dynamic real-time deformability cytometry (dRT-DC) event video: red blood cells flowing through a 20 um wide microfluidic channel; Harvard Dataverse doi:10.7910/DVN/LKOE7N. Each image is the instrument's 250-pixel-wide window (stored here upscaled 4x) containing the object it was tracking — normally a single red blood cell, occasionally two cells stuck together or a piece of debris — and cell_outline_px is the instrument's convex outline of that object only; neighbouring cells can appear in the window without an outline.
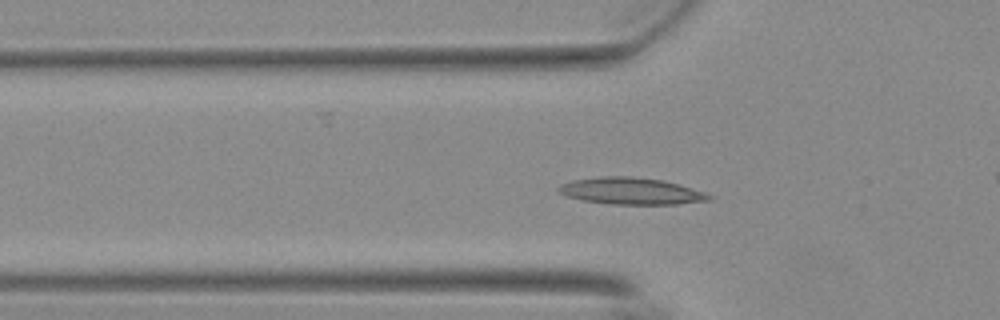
{"species": "Egyptian fruit bat (a non-hibernating species)", "species_latin": "Rousettus aegyptiacus", "temperature_condition": "warm", "stored_images_in_passage": 49, "camera_frame_rate_fps": 3000, "um_per_image_px": 0.085, "animal": {"sex": "female"}, "frame": {"image": 1, "passage_image": 11, "time_ms": 3.333, "image_size_px": [1000, 320], "cell_outline_px": [[712, 200], [676, 204], [608, 204], [584, 200], [568, 196], [560, 192], [556, 188], [560, 184], [572, 180], [600, 176], [632, 176], [660, 180], [676, 184], [704, 192], [712, 196]], "centroid_in_image_um": [53.61, 16.24], "position_along_channel_um": 72.2, "area_um2": 23.24}}
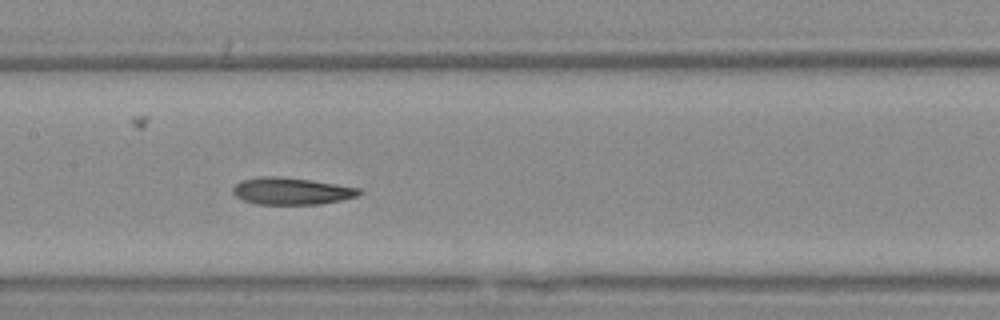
{"frame": {"image": 2, "passage_image": 20, "time_ms": 6.333, "image_size_px": [1000, 320], "cell_outline_px": [[364, 192], [356, 196], [340, 200], [320, 204], [256, 204], [244, 200], [236, 196], [232, 192], [232, 188], [240, 180], [260, 176], [280, 176], [312, 180], [360, 188]], "centroid_in_image_um": [24.76, 16.23], "position_along_channel_um": 182.6, "area_um2": 19.94}}
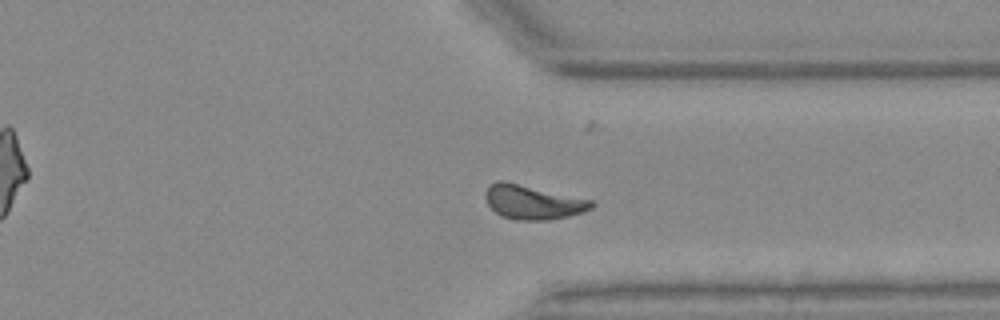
{"frame": {"image": 3, "passage_image": 35, "time_ms": 11.333, "image_size_px": [1000, 320], "cell_outline_px": [[596, 204], [592, 208], [584, 212], [568, 216], [548, 220], [516, 220], [504, 216], [496, 212], [488, 204], [484, 196], [484, 192], [492, 184], [500, 180], [504, 180], [592, 200]], "centroid_in_image_um": [45.31, 17.18], "position_along_channel_um": 366.1, "area_um2": 21.04}, "authors_computed_cell_mechanics": {"area_um2": 20.2878, "velocity_mm_per_s": 3.6795, "shape_relaxation_time_tau1_ms": 8.8561, "shape_relaxation_time_tau2_ms": 4.7814, "deformation_change_tau1": 0.2013, "deformation_change_tau2": 0.1162}}